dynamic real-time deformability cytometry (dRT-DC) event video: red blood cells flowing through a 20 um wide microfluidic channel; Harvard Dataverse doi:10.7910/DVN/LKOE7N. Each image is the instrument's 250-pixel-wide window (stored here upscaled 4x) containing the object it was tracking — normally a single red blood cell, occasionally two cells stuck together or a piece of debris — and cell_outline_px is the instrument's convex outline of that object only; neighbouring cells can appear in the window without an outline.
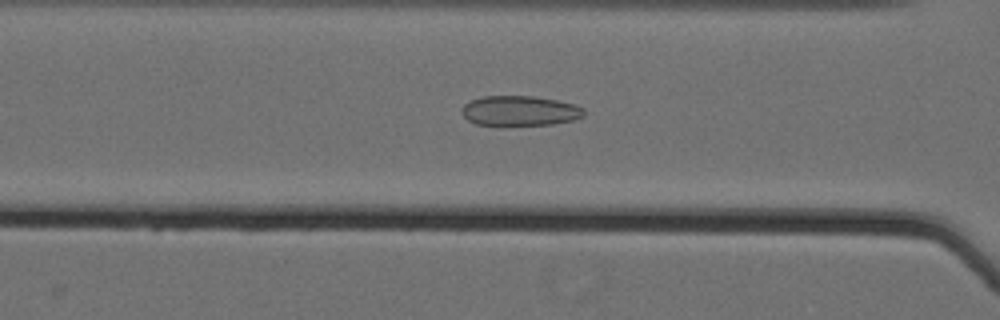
{"species": "Egyptian fruit bat (a non-hibernating species)", "species_latin": "Rousettus aegyptiacus", "temperature_condition": "cold", "stored_images_in_passage": 61, "camera_frame_rate_fps": 3000, "um_per_image_px": 0.085, "animal": {"sex": "female"}, "frame": {"image": 1, "passage_image": 30, "time_ms": 9.667, "image_size_px": [1000, 320], "cell_outline_px": [[584, 116], [572, 120], [552, 124], [476, 124], [468, 120], [464, 116], [464, 104], [472, 100], [484, 96], [532, 96], [556, 100], [576, 104], [584, 108]], "centroid_in_image_um": [44.24, 9.4], "position_along_channel_um": 122.4, "area_um2": 20.87}}
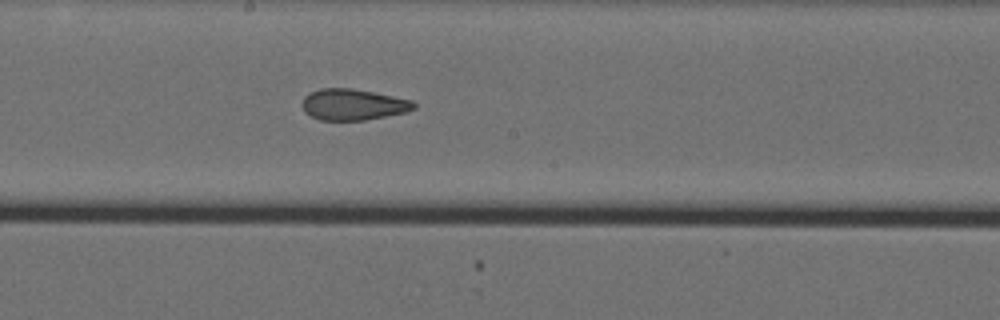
{"frame": {"image": 2, "passage_image": 38, "time_ms": 12.333, "image_size_px": [1000, 320], "cell_outline_px": [[416, 108], [404, 112], [364, 120], [320, 120], [304, 112], [300, 104], [304, 96], [320, 88], [352, 88], [412, 100], [416, 104]], "centroid_in_image_um": [29.97, 8.88], "position_along_channel_um": 218.2, "area_um2": 20.17}}
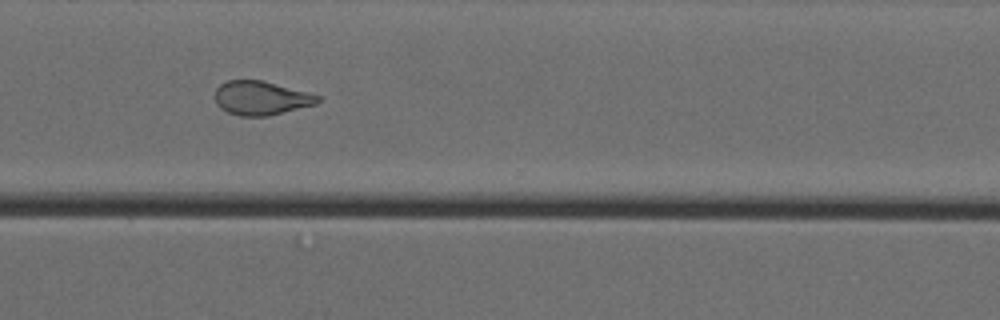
{"frame": {"image": 3, "passage_image": 49, "time_ms": 16.0, "image_size_px": [1000, 320], "cell_outline_px": [[320, 100], [316, 104], [268, 116], [240, 116], [228, 112], [220, 108], [216, 104], [216, 88], [220, 84], [228, 80], [260, 80], [308, 92], [320, 96]], "centroid_in_image_um": [22.18, 8.34], "position_along_channel_um": 348.4, "area_um2": 20.17}, "authors_computed_cell_mechanics": {"area_um2": 23.2356, "velocity_mm_per_s": 3.5727, "shape_relaxation_time_tau1_ms": null, "shape_relaxation_time_tau2_ms": 1.8294, "deformation_change_tau1": null, "deformation_change_tau2": 0.0924}}